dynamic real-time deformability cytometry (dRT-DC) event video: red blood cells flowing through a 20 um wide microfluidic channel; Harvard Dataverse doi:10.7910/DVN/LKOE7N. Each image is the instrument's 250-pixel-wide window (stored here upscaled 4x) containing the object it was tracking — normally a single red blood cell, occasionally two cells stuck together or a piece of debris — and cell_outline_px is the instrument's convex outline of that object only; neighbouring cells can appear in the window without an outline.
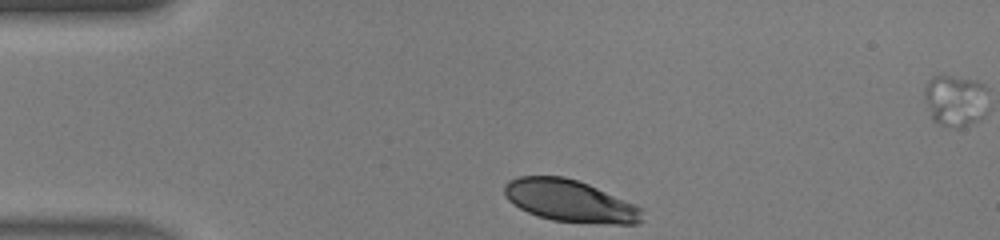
{"species": "human", "species_latin": "Homo sapiens", "temperature_condition": "warm", "stored_images_in_passage": 11, "camera_frame_rate_fps": 3000, "um_per_image_px": 0.085, "donor": {"sex": "male"}, "frame": {"image": 1, "passage_image": 1, "time_ms": 0.0, "image_size_px": [1000, 240], "cell_outline_px": [[644, 220], [636, 224], [612, 224], [552, 220], [536, 216], [520, 208], [508, 200], [504, 196], [504, 184], [508, 180], [516, 176], [564, 176], [588, 184], [636, 204], [640, 208]], "centroid_in_image_um": [48.43, 17.07], "position_along_channel_um": 36.6, "area_um2": 33.81}}
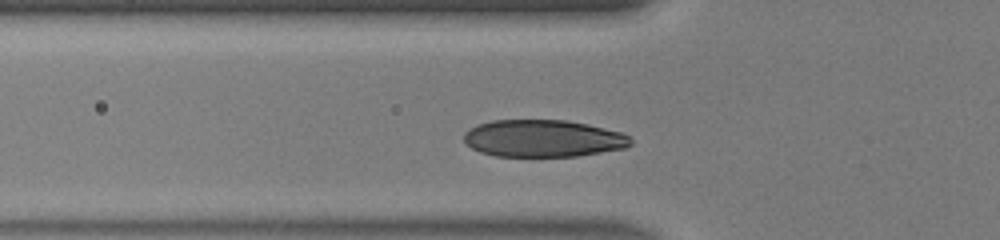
{"frame": {"image": 2, "passage_image": 7, "time_ms": 2.0, "image_size_px": [1000, 240], "cell_outline_px": [[632, 144], [624, 148], [576, 156], [496, 156], [480, 152], [464, 144], [464, 132], [468, 128], [476, 124], [492, 120], [568, 120], [588, 124], [620, 132], [628, 136], [632, 140]], "centroid_in_image_um": [46.11, 11.76], "position_along_channel_um": 79.7, "area_um2": 36.24}}
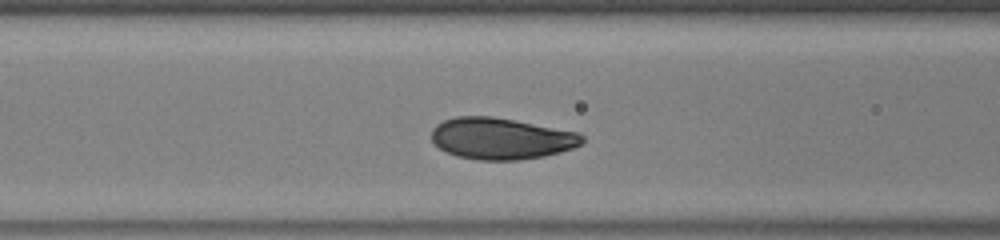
{"frame": {"image": 3, "passage_image": 10, "time_ms": 3.0, "image_size_px": [1000, 240], "cell_outline_px": [[584, 144], [560, 152], [544, 156], [520, 160], [480, 160], [456, 156], [440, 148], [432, 140], [432, 128], [436, 124], [444, 120], [456, 116], [492, 116], [580, 132], [584, 136]], "centroid_in_image_um": [42.63, 11.77], "position_along_channel_um": 124.0, "area_um2": 36.59}}